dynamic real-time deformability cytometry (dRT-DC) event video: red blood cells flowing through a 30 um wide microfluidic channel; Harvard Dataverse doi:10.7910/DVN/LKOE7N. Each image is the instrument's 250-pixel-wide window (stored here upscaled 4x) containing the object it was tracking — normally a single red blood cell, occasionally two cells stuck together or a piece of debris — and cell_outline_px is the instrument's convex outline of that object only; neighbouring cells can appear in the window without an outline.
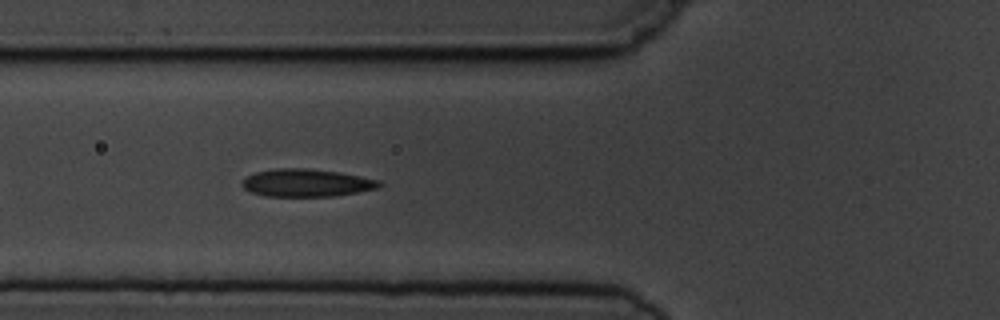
{"species": "common noctule bat (a hibernating species)", "species_latin": "Nyctalus noctula", "temperature_condition": "cold", "stored_images_in_passage": 6, "camera_frame_rate_fps": 3000, "um_per_image_px": 0.085, "animal": {"sex": "male", "body_mass_g": 19.5, "forearm_length_mm": 54.6}, "frame": {"image": 1, "passage_image": 6, "time_ms": 5.667, "image_size_px": [1000, 320], "cell_outline_px": [[384, 184], [380, 188], [332, 196], [268, 196], [252, 192], [244, 188], [240, 184], [240, 180], [256, 172], [276, 168], [308, 168], [340, 172], [380, 180]], "centroid_in_image_um": [26.07, 15.53], "position_along_channel_um": 99.7, "area_um2": 22.2}}